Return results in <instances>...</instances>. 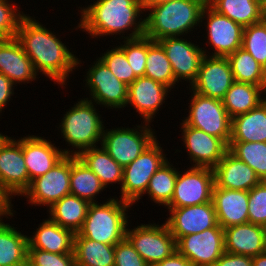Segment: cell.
<instances>
[{"label":"cell","instance_id":"41","mask_svg":"<svg viewBox=\"0 0 266 266\" xmlns=\"http://www.w3.org/2000/svg\"><path fill=\"white\" fill-rule=\"evenodd\" d=\"M242 48L266 69V31L260 22L244 27Z\"/></svg>","mask_w":266,"mask_h":266},{"label":"cell","instance_id":"14","mask_svg":"<svg viewBox=\"0 0 266 266\" xmlns=\"http://www.w3.org/2000/svg\"><path fill=\"white\" fill-rule=\"evenodd\" d=\"M183 167L184 171L178 170L173 198L165 208H180L212 202L215 185L213 169L190 165Z\"/></svg>","mask_w":266,"mask_h":266},{"label":"cell","instance_id":"9","mask_svg":"<svg viewBox=\"0 0 266 266\" xmlns=\"http://www.w3.org/2000/svg\"><path fill=\"white\" fill-rule=\"evenodd\" d=\"M186 88L184 93L189 90L185 94H191L187 99L189 103L186 104L189 106L185 108L187 110L185 113L188 112V114L185 115L186 117L182 115V120L187 125L220 138L229 145L231 118L223 105V101L199 95L189 87Z\"/></svg>","mask_w":266,"mask_h":266},{"label":"cell","instance_id":"10","mask_svg":"<svg viewBox=\"0 0 266 266\" xmlns=\"http://www.w3.org/2000/svg\"><path fill=\"white\" fill-rule=\"evenodd\" d=\"M201 27L205 28L204 33H206L201 35L204 39L199 41H203L200 44L205 46L202 49L206 56L228 57L242 47L244 28L230 18L217 13L208 4L202 11Z\"/></svg>","mask_w":266,"mask_h":266},{"label":"cell","instance_id":"27","mask_svg":"<svg viewBox=\"0 0 266 266\" xmlns=\"http://www.w3.org/2000/svg\"><path fill=\"white\" fill-rule=\"evenodd\" d=\"M15 225L6 221L0 223V266L27 264L28 231H20V228L14 227Z\"/></svg>","mask_w":266,"mask_h":266},{"label":"cell","instance_id":"6","mask_svg":"<svg viewBox=\"0 0 266 266\" xmlns=\"http://www.w3.org/2000/svg\"><path fill=\"white\" fill-rule=\"evenodd\" d=\"M163 144L157 137L132 163L123 167L121 188L117 186L121 200L133 206L142 200L151 177L169 159Z\"/></svg>","mask_w":266,"mask_h":266},{"label":"cell","instance_id":"11","mask_svg":"<svg viewBox=\"0 0 266 266\" xmlns=\"http://www.w3.org/2000/svg\"><path fill=\"white\" fill-rule=\"evenodd\" d=\"M132 220L128 224L126 238L149 266L163 261L177 250L176 240L165 221L156 224L154 219L151 220L153 223L149 221L137 226L135 223L133 227Z\"/></svg>","mask_w":266,"mask_h":266},{"label":"cell","instance_id":"7","mask_svg":"<svg viewBox=\"0 0 266 266\" xmlns=\"http://www.w3.org/2000/svg\"><path fill=\"white\" fill-rule=\"evenodd\" d=\"M135 125L109 129L105 125L103 129L101 145L122 167L132 163L158 137L154 124L141 121Z\"/></svg>","mask_w":266,"mask_h":266},{"label":"cell","instance_id":"46","mask_svg":"<svg viewBox=\"0 0 266 266\" xmlns=\"http://www.w3.org/2000/svg\"><path fill=\"white\" fill-rule=\"evenodd\" d=\"M15 84L9 80L4 74L0 73V118L3 116L2 112L8 107L9 102L12 100L15 95L16 90ZM6 107V108H5Z\"/></svg>","mask_w":266,"mask_h":266},{"label":"cell","instance_id":"35","mask_svg":"<svg viewBox=\"0 0 266 266\" xmlns=\"http://www.w3.org/2000/svg\"><path fill=\"white\" fill-rule=\"evenodd\" d=\"M207 4L243 28L258 23L263 14L258 0H207Z\"/></svg>","mask_w":266,"mask_h":266},{"label":"cell","instance_id":"18","mask_svg":"<svg viewBox=\"0 0 266 266\" xmlns=\"http://www.w3.org/2000/svg\"><path fill=\"white\" fill-rule=\"evenodd\" d=\"M172 91L164 84L149 77H137L128 86L126 107H130L129 110L134 109L136 114L138 113L139 117L142 118V122L152 124L159 111L163 110L162 108H166L167 98L174 95ZM164 103L165 106H163Z\"/></svg>","mask_w":266,"mask_h":266},{"label":"cell","instance_id":"26","mask_svg":"<svg viewBox=\"0 0 266 266\" xmlns=\"http://www.w3.org/2000/svg\"><path fill=\"white\" fill-rule=\"evenodd\" d=\"M212 203L223 229L248 222V191L214 186Z\"/></svg>","mask_w":266,"mask_h":266},{"label":"cell","instance_id":"50","mask_svg":"<svg viewBox=\"0 0 266 266\" xmlns=\"http://www.w3.org/2000/svg\"><path fill=\"white\" fill-rule=\"evenodd\" d=\"M252 266H266V251L252 257Z\"/></svg>","mask_w":266,"mask_h":266},{"label":"cell","instance_id":"4","mask_svg":"<svg viewBox=\"0 0 266 266\" xmlns=\"http://www.w3.org/2000/svg\"><path fill=\"white\" fill-rule=\"evenodd\" d=\"M73 104L64 112L55 131L58 130L57 134L68 147L61 146L64 154L78 156L86 149L101 145L104 125L107 124L96 103L82 97Z\"/></svg>","mask_w":266,"mask_h":266},{"label":"cell","instance_id":"45","mask_svg":"<svg viewBox=\"0 0 266 266\" xmlns=\"http://www.w3.org/2000/svg\"><path fill=\"white\" fill-rule=\"evenodd\" d=\"M114 259V266H149L127 238L115 245Z\"/></svg>","mask_w":266,"mask_h":266},{"label":"cell","instance_id":"13","mask_svg":"<svg viewBox=\"0 0 266 266\" xmlns=\"http://www.w3.org/2000/svg\"><path fill=\"white\" fill-rule=\"evenodd\" d=\"M198 37L200 38V35L196 36L195 40H191V36L168 37L157 41L164 48L171 63L175 80L184 87L185 84L190 87L196 80L201 61L205 56L200 41L197 42Z\"/></svg>","mask_w":266,"mask_h":266},{"label":"cell","instance_id":"40","mask_svg":"<svg viewBox=\"0 0 266 266\" xmlns=\"http://www.w3.org/2000/svg\"><path fill=\"white\" fill-rule=\"evenodd\" d=\"M117 42L113 44H117L124 51L127 61L134 71V75L136 77L144 76L147 62L148 37L144 35Z\"/></svg>","mask_w":266,"mask_h":266},{"label":"cell","instance_id":"22","mask_svg":"<svg viewBox=\"0 0 266 266\" xmlns=\"http://www.w3.org/2000/svg\"><path fill=\"white\" fill-rule=\"evenodd\" d=\"M0 73L11 80L16 87L39 80L33 62L14 38L0 39Z\"/></svg>","mask_w":266,"mask_h":266},{"label":"cell","instance_id":"32","mask_svg":"<svg viewBox=\"0 0 266 266\" xmlns=\"http://www.w3.org/2000/svg\"><path fill=\"white\" fill-rule=\"evenodd\" d=\"M105 190L94 172L78 156L71 155L70 194L89 203H97V197Z\"/></svg>","mask_w":266,"mask_h":266},{"label":"cell","instance_id":"30","mask_svg":"<svg viewBox=\"0 0 266 266\" xmlns=\"http://www.w3.org/2000/svg\"><path fill=\"white\" fill-rule=\"evenodd\" d=\"M78 157L94 172L105 188L120 185L123 181V167L120 166L102 145L82 151Z\"/></svg>","mask_w":266,"mask_h":266},{"label":"cell","instance_id":"43","mask_svg":"<svg viewBox=\"0 0 266 266\" xmlns=\"http://www.w3.org/2000/svg\"><path fill=\"white\" fill-rule=\"evenodd\" d=\"M248 222L262 226L266 223V181L248 191Z\"/></svg>","mask_w":266,"mask_h":266},{"label":"cell","instance_id":"51","mask_svg":"<svg viewBox=\"0 0 266 266\" xmlns=\"http://www.w3.org/2000/svg\"><path fill=\"white\" fill-rule=\"evenodd\" d=\"M169 1H172V0H142L143 7H151V6L159 5L162 3L169 2Z\"/></svg>","mask_w":266,"mask_h":266},{"label":"cell","instance_id":"5","mask_svg":"<svg viewBox=\"0 0 266 266\" xmlns=\"http://www.w3.org/2000/svg\"><path fill=\"white\" fill-rule=\"evenodd\" d=\"M133 205L117 195L106 197L102 202L90 203L85 221L77 232L80 237L107 245H116L126 238V230ZM131 212V213H129Z\"/></svg>","mask_w":266,"mask_h":266},{"label":"cell","instance_id":"20","mask_svg":"<svg viewBox=\"0 0 266 266\" xmlns=\"http://www.w3.org/2000/svg\"><path fill=\"white\" fill-rule=\"evenodd\" d=\"M169 216L164 220L176 242L185 235L200 233L218 225L212 202L180 208H164Z\"/></svg>","mask_w":266,"mask_h":266},{"label":"cell","instance_id":"37","mask_svg":"<svg viewBox=\"0 0 266 266\" xmlns=\"http://www.w3.org/2000/svg\"><path fill=\"white\" fill-rule=\"evenodd\" d=\"M144 76L158 81L171 90L180 87L175 80L171 63L166 56L164 48L153 39L148 37L147 62ZM177 85V87H176Z\"/></svg>","mask_w":266,"mask_h":266},{"label":"cell","instance_id":"2","mask_svg":"<svg viewBox=\"0 0 266 266\" xmlns=\"http://www.w3.org/2000/svg\"><path fill=\"white\" fill-rule=\"evenodd\" d=\"M88 2L90 0L87 3L85 1L87 5L77 6L76 11L78 10L80 18L78 17L77 26L69 29L70 33L72 30H79L85 32L91 40L113 35L114 42L144 36L145 11L142 0H96L89 4Z\"/></svg>","mask_w":266,"mask_h":266},{"label":"cell","instance_id":"49","mask_svg":"<svg viewBox=\"0 0 266 266\" xmlns=\"http://www.w3.org/2000/svg\"><path fill=\"white\" fill-rule=\"evenodd\" d=\"M152 266H193L192 263L177 250L168 258Z\"/></svg>","mask_w":266,"mask_h":266},{"label":"cell","instance_id":"36","mask_svg":"<svg viewBox=\"0 0 266 266\" xmlns=\"http://www.w3.org/2000/svg\"><path fill=\"white\" fill-rule=\"evenodd\" d=\"M234 81L266 87V69L244 48L229 55Z\"/></svg>","mask_w":266,"mask_h":266},{"label":"cell","instance_id":"33","mask_svg":"<svg viewBox=\"0 0 266 266\" xmlns=\"http://www.w3.org/2000/svg\"><path fill=\"white\" fill-rule=\"evenodd\" d=\"M76 266H114L115 245H107L75 233Z\"/></svg>","mask_w":266,"mask_h":266},{"label":"cell","instance_id":"25","mask_svg":"<svg viewBox=\"0 0 266 266\" xmlns=\"http://www.w3.org/2000/svg\"><path fill=\"white\" fill-rule=\"evenodd\" d=\"M28 233V249H41L51 253H74V237L72 230L61 227L48 216Z\"/></svg>","mask_w":266,"mask_h":266},{"label":"cell","instance_id":"17","mask_svg":"<svg viewBox=\"0 0 266 266\" xmlns=\"http://www.w3.org/2000/svg\"><path fill=\"white\" fill-rule=\"evenodd\" d=\"M6 135L0 142V185L15 199L21 198L29 187V175L25 164L20 137Z\"/></svg>","mask_w":266,"mask_h":266},{"label":"cell","instance_id":"16","mask_svg":"<svg viewBox=\"0 0 266 266\" xmlns=\"http://www.w3.org/2000/svg\"><path fill=\"white\" fill-rule=\"evenodd\" d=\"M176 248L193 266H214L225 252L224 229L218 224L200 233L182 236Z\"/></svg>","mask_w":266,"mask_h":266},{"label":"cell","instance_id":"23","mask_svg":"<svg viewBox=\"0 0 266 266\" xmlns=\"http://www.w3.org/2000/svg\"><path fill=\"white\" fill-rule=\"evenodd\" d=\"M215 187L249 191L261 180L254 170L229 150L213 168Z\"/></svg>","mask_w":266,"mask_h":266},{"label":"cell","instance_id":"44","mask_svg":"<svg viewBox=\"0 0 266 266\" xmlns=\"http://www.w3.org/2000/svg\"><path fill=\"white\" fill-rule=\"evenodd\" d=\"M29 266H76L74 253L57 254L41 249H28Z\"/></svg>","mask_w":266,"mask_h":266},{"label":"cell","instance_id":"12","mask_svg":"<svg viewBox=\"0 0 266 266\" xmlns=\"http://www.w3.org/2000/svg\"><path fill=\"white\" fill-rule=\"evenodd\" d=\"M71 155H65L46 174L31 180L28 189L21 196L33 207L44 210L70 194ZM45 206V207H44ZM46 208V209H45Z\"/></svg>","mask_w":266,"mask_h":266},{"label":"cell","instance_id":"53","mask_svg":"<svg viewBox=\"0 0 266 266\" xmlns=\"http://www.w3.org/2000/svg\"><path fill=\"white\" fill-rule=\"evenodd\" d=\"M261 10L264 12H266V0H258Z\"/></svg>","mask_w":266,"mask_h":266},{"label":"cell","instance_id":"29","mask_svg":"<svg viewBox=\"0 0 266 266\" xmlns=\"http://www.w3.org/2000/svg\"><path fill=\"white\" fill-rule=\"evenodd\" d=\"M265 100L266 87L234 81L222 101L232 119L258 107Z\"/></svg>","mask_w":266,"mask_h":266},{"label":"cell","instance_id":"24","mask_svg":"<svg viewBox=\"0 0 266 266\" xmlns=\"http://www.w3.org/2000/svg\"><path fill=\"white\" fill-rule=\"evenodd\" d=\"M225 252L257 256L266 251V234L262 225L246 222L224 229Z\"/></svg>","mask_w":266,"mask_h":266},{"label":"cell","instance_id":"1","mask_svg":"<svg viewBox=\"0 0 266 266\" xmlns=\"http://www.w3.org/2000/svg\"><path fill=\"white\" fill-rule=\"evenodd\" d=\"M35 18L37 16H30L26 12L19 22L15 38L33 62L40 77L43 75L46 80L49 78L48 80L65 90L71 75L80 70L85 62L74 54L76 52L72 48L69 49L65 43L66 39L62 42L63 37L59 32H52L53 28L50 30L46 24Z\"/></svg>","mask_w":266,"mask_h":266},{"label":"cell","instance_id":"3","mask_svg":"<svg viewBox=\"0 0 266 266\" xmlns=\"http://www.w3.org/2000/svg\"><path fill=\"white\" fill-rule=\"evenodd\" d=\"M206 5L207 0H172L144 7V35L158 41L168 37L192 36L198 29L197 33H200L201 15Z\"/></svg>","mask_w":266,"mask_h":266},{"label":"cell","instance_id":"19","mask_svg":"<svg viewBox=\"0 0 266 266\" xmlns=\"http://www.w3.org/2000/svg\"><path fill=\"white\" fill-rule=\"evenodd\" d=\"M234 82L227 57L204 56L196 80L189 87L193 92L223 100Z\"/></svg>","mask_w":266,"mask_h":266},{"label":"cell","instance_id":"21","mask_svg":"<svg viewBox=\"0 0 266 266\" xmlns=\"http://www.w3.org/2000/svg\"><path fill=\"white\" fill-rule=\"evenodd\" d=\"M25 135L20 137V145L23 150L30 185L31 180L46 174L65 154L59 148L60 146L55 145L54 140L51 141L45 136H38V134Z\"/></svg>","mask_w":266,"mask_h":266},{"label":"cell","instance_id":"42","mask_svg":"<svg viewBox=\"0 0 266 266\" xmlns=\"http://www.w3.org/2000/svg\"><path fill=\"white\" fill-rule=\"evenodd\" d=\"M15 2V0L14 2L13 0H0V39L14 38L19 22L25 15L19 2L18 4Z\"/></svg>","mask_w":266,"mask_h":266},{"label":"cell","instance_id":"15","mask_svg":"<svg viewBox=\"0 0 266 266\" xmlns=\"http://www.w3.org/2000/svg\"><path fill=\"white\" fill-rule=\"evenodd\" d=\"M179 122L184 153L191 166L214 168L228 151L229 146L220 138ZM193 164V165H192Z\"/></svg>","mask_w":266,"mask_h":266},{"label":"cell","instance_id":"48","mask_svg":"<svg viewBox=\"0 0 266 266\" xmlns=\"http://www.w3.org/2000/svg\"><path fill=\"white\" fill-rule=\"evenodd\" d=\"M214 266H252V257L224 252Z\"/></svg>","mask_w":266,"mask_h":266},{"label":"cell","instance_id":"38","mask_svg":"<svg viewBox=\"0 0 266 266\" xmlns=\"http://www.w3.org/2000/svg\"><path fill=\"white\" fill-rule=\"evenodd\" d=\"M228 150L249 165L261 181H266V142H229Z\"/></svg>","mask_w":266,"mask_h":266},{"label":"cell","instance_id":"55","mask_svg":"<svg viewBox=\"0 0 266 266\" xmlns=\"http://www.w3.org/2000/svg\"><path fill=\"white\" fill-rule=\"evenodd\" d=\"M263 228H264V231H265V234H266V223L264 224Z\"/></svg>","mask_w":266,"mask_h":266},{"label":"cell","instance_id":"54","mask_svg":"<svg viewBox=\"0 0 266 266\" xmlns=\"http://www.w3.org/2000/svg\"><path fill=\"white\" fill-rule=\"evenodd\" d=\"M7 134L6 133H2V131L0 132V142L5 138Z\"/></svg>","mask_w":266,"mask_h":266},{"label":"cell","instance_id":"52","mask_svg":"<svg viewBox=\"0 0 266 266\" xmlns=\"http://www.w3.org/2000/svg\"><path fill=\"white\" fill-rule=\"evenodd\" d=\"M259 22L264 26V29L266 31V12L262 14V17Z\"/></svg>","mask_w":266,"mask_h":266},{"label":"cell","instance_id":"34","mask_svg":"<svg viewBox=\"0 0 266 266\" xmlns=\"http://www.w3.org/2000/svg\"><path fill=\"white\" fill-rule=\"evenodd\" d=\"M167 160L151 177L145 196L154 203L155 207L165 208L173 198L175 184L177 180L178 170L180 168L174 166V161Z\"/></svg>","mask_w":266,"mask_h":266},{"label":"cell","instance_id":"39","mask_svg":"<svg viewBox=\"0 0 266 266\" xmlns=\"http://www.w3.org/2000/svg\"><path fill=\"white\" fill-rule=\"evenodd\" d=\"M110 46L104 53L100 52L99 58L118 80L129 86L137 77L134 75V71L129 65L124 51L117 44Z\"/></svg>","mask_w":266,"mask_h":266},{"label":"cell","instance_id":"28","mask_svg":"<svg viewBox=\"0 0 266 266\" xmlns=\"http://www.w3.org/2000/svg\"><path fill=\"white\" fill-rule=\"evenodd\" d=\"M229 142H266V100L231 119Z\"/></svg>","mask_w":266,"mask_h":266},{"label":"cell","instance_id":"31","mask_svg":"<svg viewBox=\"0 0 266 266\" xmlns=\"http://www.w3.org/2000/svg\"><path fill=\"white\" fill-rule=\"evenodd\" d=\"M89 205L88 201L69 194L55 202L46 213L53 222L77 233L85 221Z\"/></svg>","mask_w":266,"mask_h":266},{"label":"cell","instance_id":"8","mask_svg":"<svg viewBox=\"0 0 266 266\" xmlns=\"http://www.w3.org/2000/svg\"><path fill=\"white\" fill-rule=\"evenodd\" d=\"M90 63L87 65L89 69H86L84 72L86 74L83 75L85 85H82L89 98L87 95L83 97L102 109L105 108V112L109 109L116 112L121 109L124 111L127 105L128 86L113 75L98 55Z\"/></svg>","mask_w":266,"mask_h":266},{"label":"cell","instance_id":"47","mask_svg":"<svg viewBox=\"0 0 266 266\" xmlns=\"http://www.w3.org/2000/svg\"><path fill=\"white\" fill-rule=\"evenodd\" d=\"M14 197L0 185V223L10 221L16 214L15 206L12 202ZM13 200V201H12ZM9 219V220H7Z\"/></svg>","mask_w":266,"mask_h":266}]
</instances>
